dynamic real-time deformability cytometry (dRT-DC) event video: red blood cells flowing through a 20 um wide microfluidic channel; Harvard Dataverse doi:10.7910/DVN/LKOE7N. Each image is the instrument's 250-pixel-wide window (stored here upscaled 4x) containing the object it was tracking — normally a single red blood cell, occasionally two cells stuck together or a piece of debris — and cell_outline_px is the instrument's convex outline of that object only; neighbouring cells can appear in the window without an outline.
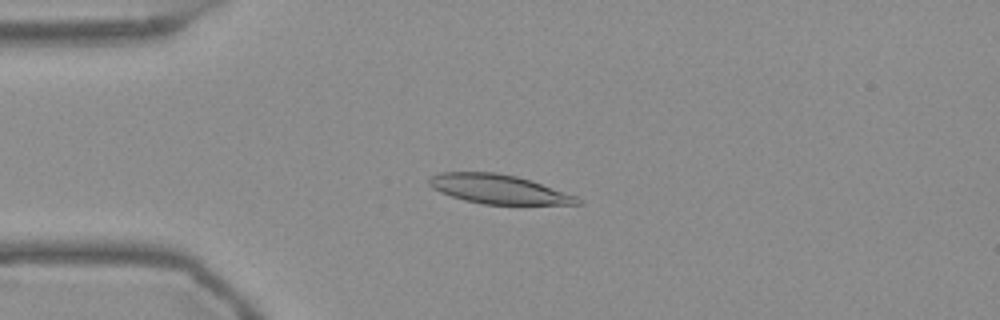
{"species": "Egyptian fruit bat (a non-hibernating species)", "species_latin": "Rousettus aegyptiacus", "temperature_condition": "warm", "stored_images_in_passage": 54, "camera_frame_rate_fps": 3000, "um_per_image_px": 0.085, "frame": {"image": 1, "passage_image": 13, "time_ms": 4.0, "image_size_px": [1000, 320], "cell_outline_px": [[584, 204], [484, 204], [464, 200], [440, 192], [432, 188], [428, 184], [428, 180], [432, 176], [440, 172], [496, 172], [516, 176], [532, 180], [576, 196], [584, 200]], "centroid_in_image_um": [42.39, 16.07], "position_along_channel_um": 42.6, "area_um2": 25.2}}
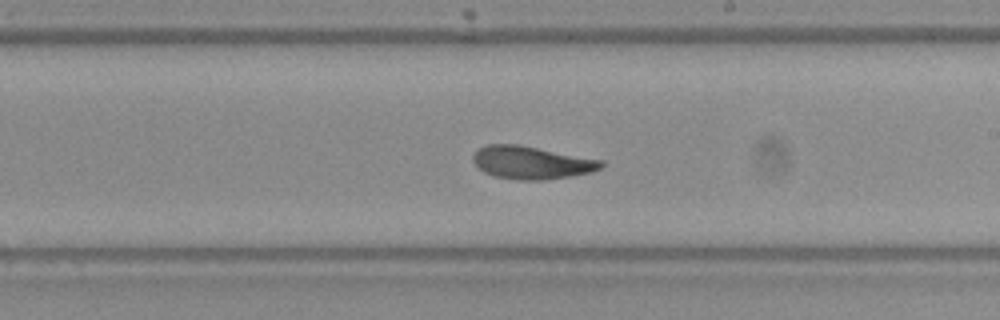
{"frame": {"image": 2, "passage_image": 31, "time_ms": 10.0, "image_size_px": [1000, 320], "cell_outline_px": [[604, 164], [600, 168], [592, 172], [544, 180], [516, 180], [492, 176], [484, 172], [472, 160], [472, 156], [480, 148], [488, 144], [516, 144], [604, 160]], "centroid_in_image_um": [45.18, 13.82], "position_along_channel_um": 243.8, "area_um2": 24.39}}
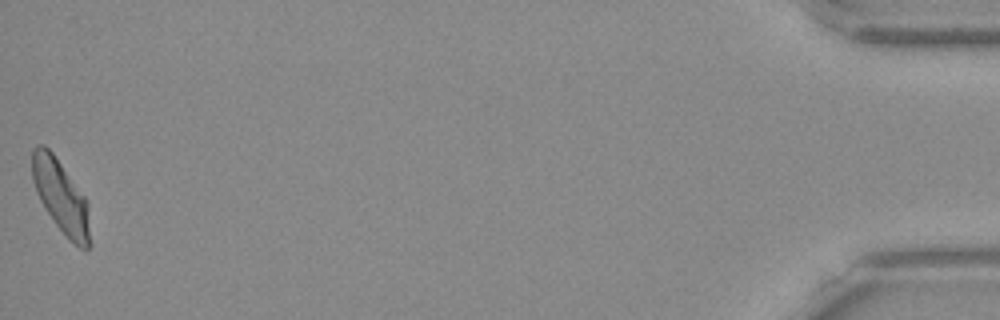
{"frame": {"image": 3, "passage_image": 54, "time_ms": 17.667, "image_size_px": [1000, 320], "cell_outline_px": [[88, 248], [80, 248], [56, 224], [44, 208], [36, 192], [32, 180], [32, 148], [36, 144], [44, 144], [52, 152], [84, 196], [88, 204]], "centroid_in_image_um": [5.11, 16.61], "position_along_channel_um": 430.1, "area_um2": 23.81}, "authors_computed_cell_mechanics": {"area_um2": 24.7962, "velocity_mm_per_s": 3.7171, "shape_relaxation_time_tau1_ms": 3.7096, "shape_relaxation_time_tau2_ms": 1.401, "deformation_change_tau1": 0.1421, "deformation_change_tau2": 0.0681}}